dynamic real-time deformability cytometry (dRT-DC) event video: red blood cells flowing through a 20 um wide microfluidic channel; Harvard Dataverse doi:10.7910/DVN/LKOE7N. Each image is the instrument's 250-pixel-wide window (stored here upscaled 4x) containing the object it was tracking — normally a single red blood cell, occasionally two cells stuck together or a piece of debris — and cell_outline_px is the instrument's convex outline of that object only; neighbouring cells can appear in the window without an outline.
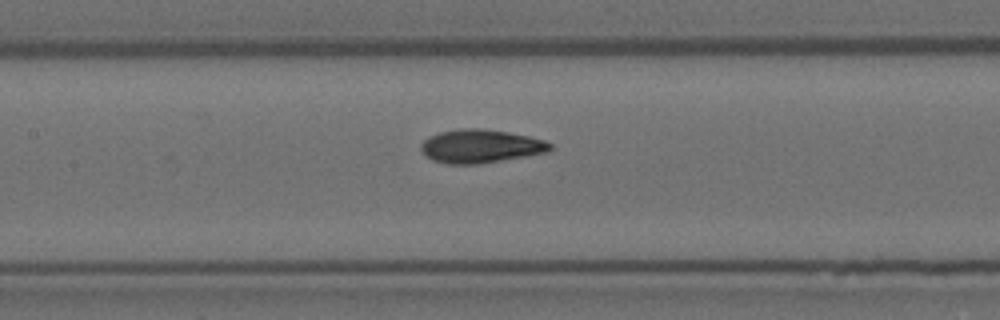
{"species": "Egyptian fruit bat (a non-hibernating species)", "species_latin": "Rousettus aegyptiacus", "temperature_condition": "room temperature", "stored_images_in_passage": 6, "camera_frame_rate_fps": 3000, "um_per_image_px": 0.085, "animal": {"sex": "female"}, "frame": {"image": 1, "passage_image": 6, "time_ms": 1.667, "image_size_px": [1000, 320], "cell_outline_px": [[552, 148], [548, 152], [476, 164], [448, 164], [432, 160], [420, 148], [420, 144], [424, 140], [440, 132], [460, 128], [480, 128], [508, 132], [528, 136], [544, 140], [552, 144]], "centroid_in_image_um": [40.85, 12.42], "position_along_channel_um": 166.5, "area_um2": 24.85}}